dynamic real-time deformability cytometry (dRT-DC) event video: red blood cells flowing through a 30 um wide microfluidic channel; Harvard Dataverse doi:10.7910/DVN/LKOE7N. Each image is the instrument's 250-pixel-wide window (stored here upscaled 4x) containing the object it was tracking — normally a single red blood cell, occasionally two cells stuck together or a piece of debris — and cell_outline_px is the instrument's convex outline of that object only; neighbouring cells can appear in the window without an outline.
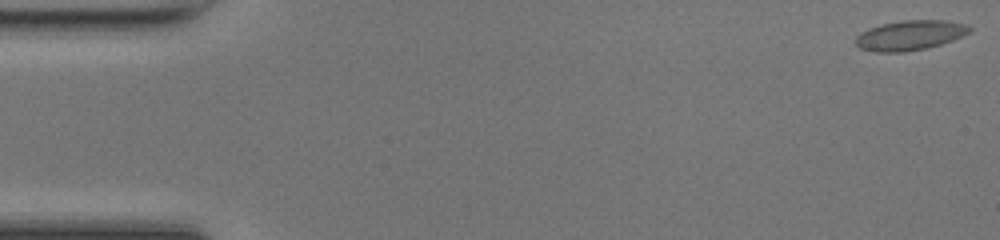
{"species": "common noctule bat (a hibernating species)", "species_latin": "Nyctalus noctula", "temperature_condition": "room temperature", "stored_images_in_passage": 48, "camera_frame_rate_fps": 3000, "um_per_image_px": 0.085, "animal": {"sex": "female", "body_mass_g": 17.0, "forearm_length_mm": 48.0}, "frame": {"image": 1, "passage_image": 1, "time_ms": 0.0, "image_size_px": [1000, 240], "cell_outline_px": [[972, 32], [952, 40], [928, 48], [904, 52], [872, 52], [860, 48], [856, 44], [856, 36], [860, 32], [868, 28], [880, 24], [900, 20], [944, 20], [964, 24], [972, 28]], "centroid_in_image_um": [77.32, 3.0], "position_along_channel_um": 7.7, "area_um2": 20.0}}
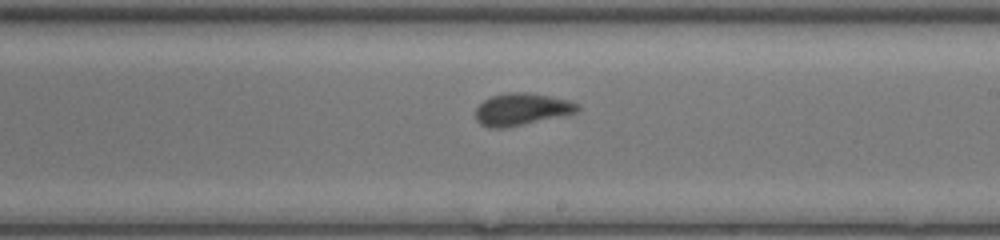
{"frame": {"image": 2, "passage_image": 28, "time_ms": 9.0, "image_size_px": [1000, 240], "cell_outline_px": [[580, 108], [576, 112], [504, 128], [488, 128], [480, 124], [476, 120], [476, 108], [484, 100], [492, 96], [508, 92], [524, 92], [548, 96], [568, 100], [580, 104]], "centroid_in_image_um": [44.3, 9.28], "position_along_channel_um": 244.7, "area_um2": 18.73}}
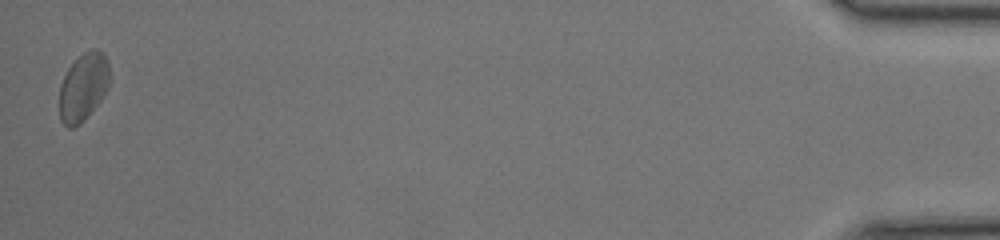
{"frame": {"image": 3, "passage_image": 48, "time_ms": 15.667, "image_size_px": [1000, 240], "cell_outline_px": [[108, 88], [100, 100], [84, 120], [80, 124], [72, 128], [68, 128], [60, 120], [60, 84], [68, 68], [84, 52], [92, 48], [96, 48], [104, 52], [108, 60]], "centroid_in_image_um": [7.08, 7.38], "position_along_channel_um": 428.1, "area_um2": 19.71}, "authors_computed_cell_mechanics": {"area_um2": 18.785, "velocity_mm_per_s": 4.2846, "shape_relaxation_time_tau1_ms": 5.2166, "shape_relaxation_time_tau2_ms": 1.1105, "deformation_change_tau1": 0.1275, "deformation_change_tau2": 0.0723}}